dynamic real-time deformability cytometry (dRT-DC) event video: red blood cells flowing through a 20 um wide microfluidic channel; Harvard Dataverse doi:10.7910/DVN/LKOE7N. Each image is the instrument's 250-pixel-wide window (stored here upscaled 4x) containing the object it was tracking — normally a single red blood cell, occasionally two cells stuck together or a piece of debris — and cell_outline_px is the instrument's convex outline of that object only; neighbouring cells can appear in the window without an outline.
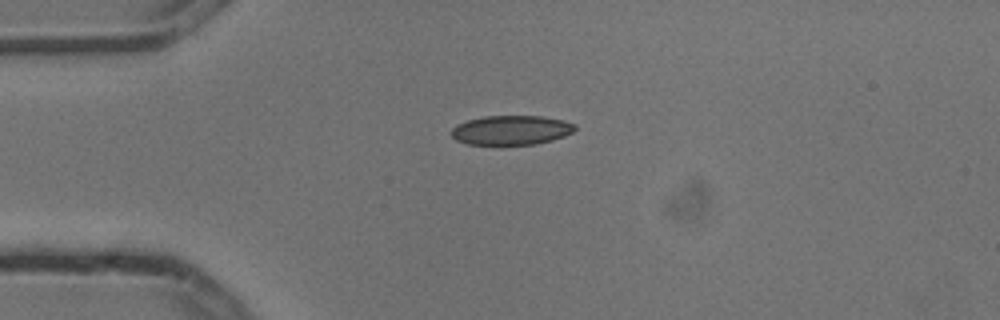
{"species": "common noctule bat (a hibernating species)", "species_latin": "Nyctalus noctula", "temperature_condition": "cold", "stored_images_in_passage": 2, "camera_frame_rate_fps": 3000, "um_per_image_px": 0.085, "animal": {"sex": "male", "body_mass_g": 13.3}, "frame": {"image": 1, "passage_image": 1, "time_ms": 0.0, "image_size_px": [1000, 320], "cell_outline_px": [[576, 128], [572, 132], [564, 136], [552, 140], [536, 144], [500, 148], [468, 144], [456, 140], [452, 136], [452, 128], [456, 124], [468, 120], [484, 116], [540, 116], [564, 120], [576, 124]], "centroid_in_image_um": [43.42, 11.11], "position_along_channel_um": 41.6, "area_um2": 22.08}}